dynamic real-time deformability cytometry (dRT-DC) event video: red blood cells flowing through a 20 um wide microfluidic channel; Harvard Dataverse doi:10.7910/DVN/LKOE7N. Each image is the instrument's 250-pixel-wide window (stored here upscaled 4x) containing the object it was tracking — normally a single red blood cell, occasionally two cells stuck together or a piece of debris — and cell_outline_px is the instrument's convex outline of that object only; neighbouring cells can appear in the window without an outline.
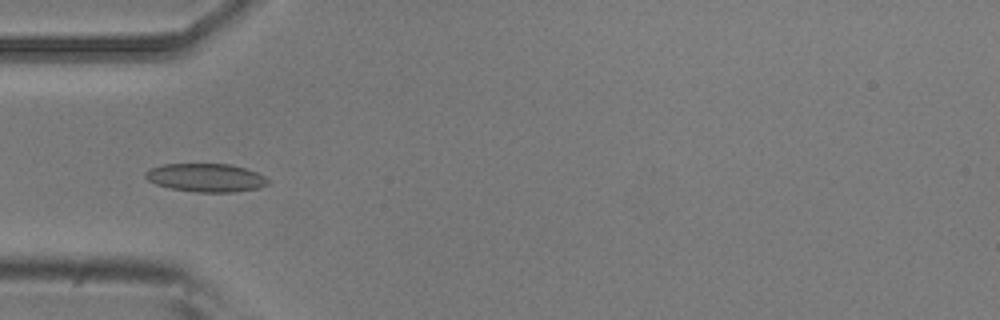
{"species": "common noctule bat (a hibernating species)", "species_latin": "Nyctalus noctula", "temperature_condition": "room temperature", "stored_images_in_passage": 8, "camera_frame_rate_fps": 3000, "um_per_image_px": 0.085, "animal": {"sex": "male", "body_mass_g": 20.5, "forearm_length_mm": 52.5}, "frame": {"image": 1, "passage_image": 5, "time_ms": 1.333, "image_size_px": [1000, 320], "cell_outline_px": [[268, 184], [260, 188], [232, 192], [196, 192], [172, 188], [156, 184], [148, 180], [144, 176], [144, 172], [148, 168], [164, 164], [228, 164], [244, 168], [256, 172], [264, 176], [268, 180]], "centroid_in_image_um": [17.48, 15.1], "position_along_channel_um": 67.5, "area_um2": 20.17}}
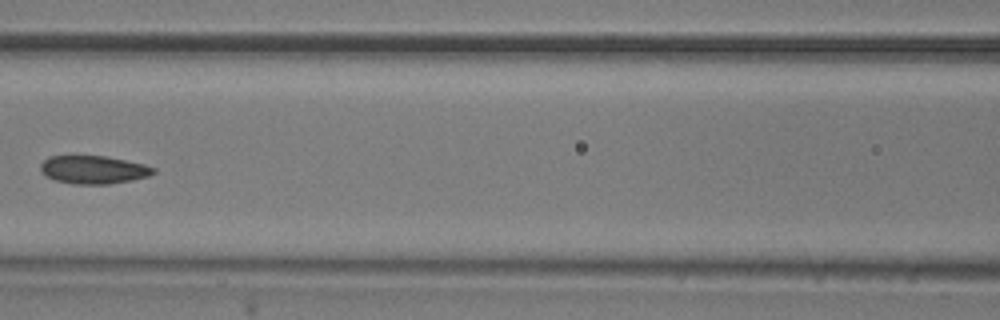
{"frame": {"image": 2, "passage_image": 7, "time_ms": 2.0, "image_size_px": [1000, 320], "cell_outline_px": [[156, 172], [148, 176], [132, 180], [108, 184], [72, 184], [56, 180], [44, 176], [40, 172], [40, 164], [48, 156], [104, 156], [144, 164], [156, 168]], "centroid_in_image_um": [7.92, 14.43], "position_along_channel_um": 158.7, "area_um2": 18.55}}
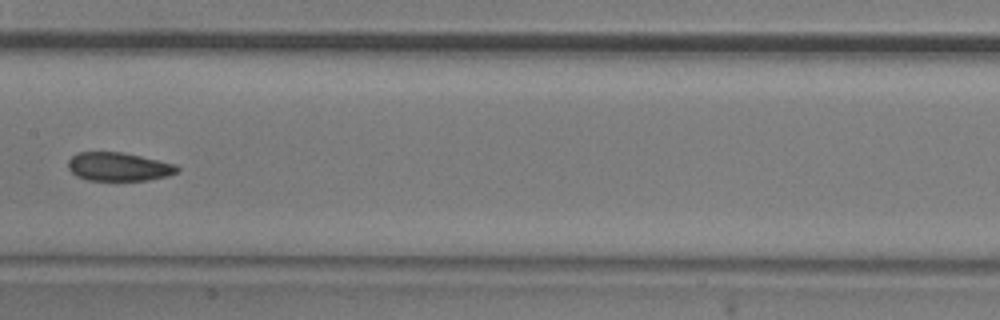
{"frame": {"image": 3, "passage_image": 8, "time_ms": 2.333, "image_size_px": [1000, 320], "cell_outline_px": [[180, 172], [168, 176], [148, 180], [88, 180], [76, 176], [68, 168], [68, 160], [76, 152], [120, 152], [140, 156], [176, 164], [180, 168]], "centroid_in_image_um": [10.1, 14.17], "position_along_channel_um": 197.3, "area_um2": 18.21}}